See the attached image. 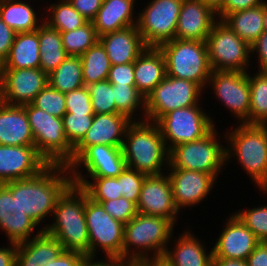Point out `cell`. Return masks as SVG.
I'll return each mask as SVG.
<instances>
[{"label":"cell","instance_id":"obj_1","mask_svg":"<svg viewBox=\"0 0 267 266\" xmlns=\"http://www.w3.org/2000/svg\"><path fill=\"white\" fill-rule=\"evenodd\" d=\"M70 174L68 166L49 164L36 176L4 185L16 196L24 214L39 225L48 214H53L58 199L73 184Z\"/></svg>","mask_w":267,"mask_h":266},{"label":"cell","instance_id":"obj_2","mask_svg":"<svg viewBox=\"0 0 267 266\" xmlns=\"http://www.w3.org/2000/svg\"><path fill=\"white\" fill-rule=\"evenodd\" d=\"M86 199L87 193L81 187L72 184L56 203L53 211L55 221L42 230L55 237L64 250L77 251L89 258Z\"/></svg>","mask_w":267,"mask_h":266},{"label":"cell","instance_id":"obj_3","mask_svg":"<svg viewBox=\"0 0 267 266\" xmlns=\"http://www.w3.org/2000/svg\"><path fill=\"white\" fill-rule=\"evenodd\" d=\"M143 120L131 122L126 130L122 146L124 159L130 169L147 176L161 175L164 162L169 164V150L156 122Z\"/></svg>","mask_w":267,"mask_h":266},{"label":"cell","instance_id":"obj_4","mask_svg":"<svg viewBox=\"0 0 267 266\" xmlns=\"http://www.w3.org/2000/svg\"><path fill=\"white\" fill-rule=\"evenodd\" d=\"M173 228L174 224L164 217L138 212L124 226L123 262L142 263L149 260L162 259L166 250L169 249L167 242H170ZM131 246H135L137 249L133 253L130 251L132 249ZM148 250L154 252L152 258H149Z\"/></svg>","mask_w":267,"mask_h":266},{"label":"cell","instance_id":"obj_5","mask_svg":"<svg viewBox=\"0 0 267 266\" xmlns=\"http://www.w3.org/2000/svg\"><path fill=\"white\" fill-rule=\"evenodd\" d=\"M227 136L231 150L226 148V161L236 155L252 181L267 193V125L240 123Z\"/></svg>","mask_w":267,"mask_h":266},{"label":"cell","instance_id":"obj_6","mask_svg":"<svg viewBox=\"0 0 267 266\" xmlns=\"http://www.w3.org/2000/svg\"><path fill=\"white\" fill-rule=\"evenodd\" d=\"M158 48L165 58L167 76L192 81L204 89L212 73L206 41L175 38Z\"/></svg>","mask_w":267,"mask_h":266},{"label":"cell","instance_id":"obj_7","mask_svg":"<svg viewBox=\"0 0 267 266\" xmlns=\"http://www.w3.org/2000/svg\"><path fill=\"white\" fill-rule=\"evenodd\" d=\"M23 106L38 153L48 164L69 166L73 162L74 147L65 136L62 118L50 115L32 103Z\"/></svg>","mask_w":267,"mask_h":266},{"label":"cell","instance_id":"obj_8","mask_svg":"<svg viewBox=\"0 0 267 266\" xmlns=\"http://www.w3.org/2000/svg\"><path fill=\"white\" fill-rule=\"evenodd\" d=\"M215 127L203 138L169 150L171 169L194 170L217 176L226 163V147L217 142Z\"/></svg>","mask_w":267,"mask_h":266},{"label":"cell","instance_id":"obj_9","mask_svg":"<svg viewBox=\"0 0 267 266\" xmlns=\"http://www.w3.org/2000/svg\"><path fill=\"white\" fill-rule=\"evenodd\" d=\"M85 218L90 241L89 258H94L96 249L100 247L105 252L106 259L116 258L123 262L125 224L110 216L102 204L91 199L88 194L85 200Z\"/></svg>","mask_w":267,"mask_h":266},{"label":"cell","instance_id":"obj_10","mask_svg":"<svg viewBox=\"0 0 267 266\" xmlns=\"http://www.w3.org/2000/svg\"><path fill=\"white\" fill-rule=\"evenodd\" d=\"M206 43L212 71L246 72L251 46L222 20L213 24Z\"/></svg>","mask_w":267,"mask_h":266},{"label":"cell","instance_id":"obj_11","mask_svg":"<svg viewBox=\"0 0 267 266\" xmlns=\"http://www.w3.org/2000/svg\"><path fill=\"white\" fill-rule=\"evenodd\" d=\"M202 91L203 89L192 81L166 75L146 96L143 117L156 122L175 109L199 105L198 98Z\"/></svg>","mask_w":267,"mask_h":266},{"label":"cell","instance_id":"obj_12","mask_svg":"<svg viewBox=\"0 0 267 266\" xmlns=\"http://www.w3.org/2000/svg\"><path fill=\"white\" fill-rule=\"evenodd\" d=\"M198 105L175 109L160 117L158 125L167 149L205 137L213 128L214 121ZM213 121V122H212Z\"/></svg>","mask_w":267,"mask_h":266},{"label":"cell","instance_id":"obj_13","mask_svg":"<svg viewBox=\"0 0 267 266\" xmlns=\"http://www.w3.org/2000/svg\"><path fill=\"white\" fill-rule=\"evenodd\" d=\"M183 0H152L137 18V28L147 47L175 39Z\"/></svg>","mask_w":267,"mask_h":266},{"label":"cell","instance_id":"obj_14","mask_svg":"<svg viewBox=\"0 0 267 266\" xmlns=\"http://www.w3.org/2000/svg\"><path fill=\"white\" fill-rule=\"evenodd\" d=\"M48 85V75L40 68L0 69V101L23 106L33 102Z\"/></svg>","mask_w":267,"mask_h":266},{"label":"cell","instance_id":"obj_15","mask_svg":"<svg viewBox=\"0 0 267 266\" xmlns=\"http://www.w3.org/2000/svg\"><path fill=\"white\" fill-rule=\"evenodd\" d=\"M212 84L214 94L232 114L249 124L250 84L247 72L212 71L208 84Z\"/></svg>","mask_w":267,"mask_h":266},{"label":"cell","instance_id":"obj_16","mask_svg":"<svg viewBox=\"0 0 267 266\" xmlns=\"http://www.w3.org/2000/svg\"><path fill=\"white\" fill-rule=\"evenodd\" d=\"M48 165L35 146L0 145V184L36 176Z\"/></svg>","mask_w":267,"mask_h":266},{"label":"cell","instance_id":"obj_17","mask_svg":"<svg viewBox=\"0 0 267 266\" xmlns=\"http://www.w3.org/2000/svg\"><path fill=\"white\" fill-rule=\"evenodd\" d=\"M137 210L142 214L164 217L175 224L179 211L174 204L168 175L164 176L163 173L146 176L141 186Z\"/></svg>","mask_w":267,"mask_h":266},{"label":"cell","instance_id":"obj_18","mask_svg":"<svg viewBox=\"0 0 267 266\" xmlns=\"http://www.w3.org/2000/svg\"><path fill=\"white\" fill-rule=\"evenodd\" d=\"M168 171H170L168 177L172 186L173 200L178 211L202 202L209 195L217 178L210 173L194 170L170 169Z\"/></svg>","mask_w":267,"mask_h":266},{"label":"cell","instance_id":"obj_19","mask_svg":"<svg viewBox=\"0 0 267 266\" xmlns=\"http://www.w3.org/2000/svg\"><path fill=\"white\" fill-rule=\"evenodd\" d=\"M132 121L120 113L94 114L93 122L83 139L74 147L73 161L91 145L122 147Z\"/></svg>","mask_w":267,"mask_h":266},{"label":"cell","instance_id":"obj_20","mask_svg":"<svg viewBox=\"0 0 267 266\" xmlns=\"http://www.w3.org/2000/svg\"><path fill=\"white\" fill-rule=\"evenodd\" d=\"M81 164L90 177H117L127 167L122 147L102 144L88 146L68 166L69 170L77 171Z\"/></svg>","mask_w":267,"mask_h":266},{"label":"cell","instance_id":"obj_21","mask_svg":"<svg viewBox=\"0 0 267 266\" xmlns=\"http://www.w3.org/2000/svg\"><path fill=\"white\" fill-rule=\"evenodd\" d=\"M213 251V258L247 260L248 256L260 243L256 235L233 214L227 219Z\"/></svg>","mask_w":267,"mask_h":266},{"label":"cell","instance_id":"obj_22","mask_svg":"<svg viewBox=\"0 0 267 266\" xmlns=\"http://www.w3.org/2000/svg\"><path fill=\"white\" fill-rule=\"evenodd\" d=\"M216 13L201 0H183L176 28V39L207 41Z\"/></svg>","mask_w":267,"mask_h":266},{"label":"cell","instance_id":"obj_23","mask_svg":"<svg viewBox=\"0 0 267 266\" xmlns=\"http://www.w3.org/2000/svg\"><path fill=\"white\" fill-rule=\"evenodd\" d=\"M38 224L21 210L16 196L0 184V228L7 234L9 242L19 244L30 240Z\"/></svg>","mask_w":267,"mask_h":266},{"label":"cell","instance_id":"obj_24","mask_svg":"<svg viewBox=\"0 0 267 266\" xmlns=\"http://www.w3.org/2000/svg\"><path fill=\"white\" fill-rule=\"evenodd\" d=\"M111 65L134 62L147 47L136 25L99 37Z\"/></svg>","mask_w":267,"mask_h":266},{"label":"cell","instance_id":"obj_25","mask_svg":"<svg viewBox=\"0 0 267 266\" xmlns=\"http://www.w3.org/2000/svg\"><path fill=\"white\" fill-rule=\"evenodd\" d=\"M0 145L35 146L24 106L0 101Z\"/></svg>","mask_w":267,"mask_h":266},{"label":"cell","instance_id":"obj_26","mask_svg":"<svg viewBox=\"0 0 267 266\" xmlns=\"http://www.w3.org/2000/svg\"><path fill=\"white\" fill-rule=\"evenodd\" d=\"M17 244L16 266H45L64 250L61 243L44 230Z\"/></svg>","mask_w":267,"mask_h":266},{"label":"cell","instance_id":"obj_27","mask_svg":"<svg viewBox=\"0 0 267 266\" xmlns=\"http://www.w3.org/2000/svg\"><path fill=\"white\" fill-rule=\"evenodd\" d=\"M163 53L158 47H146L134 61V78L137 90L146 96L165 78Z\"/></svg>","mask_w":267,"mask_h":266},{"label":"cell","instance_id":"obj_28","mask_svg":"<svg viewBox=\"0 0 267 266\" xmlns=\"http://www.w3.org/2000/svg\"><path fill=\"white\" fill-rule=\"evenodd\" d=\"M135 0H103V4L91 21L98 37L129 26L137 25L133 18ZM135 20V21H134Z\"/></svg>","mask_w":267,"mask_h":266},{"label":"cell","instance_id":"obj_29","mask_svg":"<svg viewBox=\"0 0 267 266\" xmlns=\"http://www.w3.org/2000/svg\"><path fill=\"white\" fill-rule=\"evenodd\" d=\"M177 239L174 250H166L162 260L169 266H213V251L206 254L200 240L189 231Z\"/></svg>","mask_w":267,"mask_h":266},{"label":"cell","instance_id":"obj_30","mask_svg":"<svg viewBox=\"0 0 267 266\" xmlns=\"http://www.w3.org/2000/svg\"><path fill=\"white\" fill-rule=\"evenodd\" d=\"M40 68L39 28L16 33L9 54L0 69Z\"/></svg>","mask_w":267,"mask_h":266},{"label":"cell","instance_id":"obj_31","mask_svg":"<svg viewBox=\"0 0 267 266\" xmlns=\"http://www.w3.org/2000/svg\"><path fill=\"white\" fill-rule=\"evenodd\" d=\"M264 4L227 15L226 23L243 41L250 46L264 31Z\"/></svg>","mask_w":267,"mask_h":266},{"label":"cell","instance_id":"obj_32","mask_svg":"<svg viewBox=\"0 0 267 266\" xmlns=\"http://www.w3.org/2000/svg\"><path fill=\"white\" fill-rule=\"evenodd\" d=\"M40 69L52 73L68 56L58 30L43 21L39 27Z\"/></svg>","mask_w":267,"mask_h":266},{"label":"cell","instance_id":"obj_33","mask_svg":"<svg viewBox=\"0 0 267 266\" xmlns=\"http://www.w3.org/2000/svg\"><path fill=\"white\" fill-rule=\"evenodd\" d=\"M31 7L21 0H0V18L16 33L36 31L41 24Z\"/></svg>","mask_w":267,"mask_h":266},{"label":"cell","instance_id":"obj_34","mask_svg":"<svg viewBox=\"0 0 267 266\" xmlns=\"http://www.w3.org/2000/svg\"><path fill=\"white\" fill-rule=\"evenodd\" d=\"M48 85L62 93H68L85 86L80 56L68 55L65 60L48 75Z\"/></svg>","mask_w":267,"mask_h":266},{"label":"cell","instance_id":"obj_35","mask_svg":"<svg viewBox=\"0 0 267 266\" xmlns=\"http://www.w3.org/2000/svg\"><path fill=\"white\" fill-rule=\"evenodd\" d=\"M85 86L106 80L111 68L110 59L100 41L80 56Z\"/></svg>","mask_w":267,"mask_h":266},{"label":"cell","instance_id":"obj_36","mask_svg":"<svg viewBox=\"0 0 267 266\" xmlns=\"http://www.w3.org/2000/svg\"><path fill=\"white\" fill-rule=\"evenodd\" d=\"M70 172L73 184L81 187L91 199L98 203L122 197L117 177H91L93 180L91 182L78 171Z\"/></svg>","mask_w":267,"mask_h":266},{"label":"cell","instance_id":"obj_37","mask_svg":"<svg viewBox=\"0 0 267 266\" xmlns=\"http://www.w3.org/2000/svg\"><path fill=\"white\" fill-rule=\"evenodd\" d=\"M250 84L249 124L267 125V71L254 77L248 74Z\"/></svg>","mask_w":267,"mask_h":266},{"label":"cell","instance_id":"obj_38","mask_svg":"<svg viewBox=\"0 0 267 266\" xmlns=\"http://www.w3.org/2000/svg\"><path fill=\"white\" fill-rule=\"evenodd\" d=\"M50 5L48 9L52 16L45 18L44 22L59 32L75 30L88 22L68 0H60V3Z\"/></svg>","mask_w":267,"mask_h":266},{"label":"cell","instance_id":"obj_39","mask_svg":"<svg viewBox=\"0 0 267 266\" xmlns=\"http://www.w3.org/2000/svg\"><path fill=\"white\" fill-rule=\"evenodd\" d=\"M65 53L71 56H81L92 47L99 37L91 21L68 32H60Z\"/></svg>","mask_w":267,"mask_h":266},{"label":"cell","instance_id":"obj_40","mask_svg":"<svg viewBox=\"0 0 267 266\" xmlns=\"http://www.w3.org/2000/svg\"><path fill=\"white\" fill-rule=\"evenodd\" d=\"M116 113L127 116L135 121L133 116L137 108L145 111V97L137 90L136 86L112 84Z\"/></svg>","mask_w":267,"mask_h":266},{"label":"cell","instance_id":"obj_41","mask_svg":"<svg viewBox=\"0 0 267 266\" xmlns=\"http://www.w3.org/2000/svg\"><path fill=\"white\" fill-rule=\"evenodd\" d=\"M87 87L90 93L94 114L116 113L113 86L107 79L90 84Z\"/></svg>","mask_w":267,"mask_h":266},{"label":"cell","instance_id":"obj_42","mask_svg":"<svg viewBox=\"0 0 267 266\" xmlns=\"http://www.w3.org/2000/svg\"><path fill=\"white\" fill-rule=\"evenodd\" d=\"M94 114L66 112L62 117L63 128L68 142L75 147L86 135L93 122Z\"/></svg>","mask_w":267,"mask_h":266},{"label":"cell","instance_id":"obj_43","mask_svg":"<svg viewBox=\"0 0 267 266\" xmlns=\"http://www.w3.org/2000/svg\"><path fill=\"white\" fill-rule=\"evenodd\" d=\"M32 104L50 115L62 118L66 113L65 93L47 85L33 100Z\"/></svg>","mask_w":267,"mask_h":266},{"label":"cell","instance_id":"obj_44","mask_svg":"<svg viewBox=\"0 0 267 266\" xmlns=\"http://www.w3.org/2000/svg\"><path fill=\"white\" fill-rule=\"evenodd\" d=\"M235 215L256 235L260 242H267V205L237 211Z\"/></svg>","mask_w":267,"mask_h":266},{"label":"cell","instance_id":"obj_45","mask_svg":"<svg viewBox=\"0 0 267 266\" xmlns=\"http://www.w3.org/2000/svg\"><path fill=\"white\" fill-rule=\"evenodd\" d=\"M146 176L147 175L144 173L126 167L124 171L117 176L122 196L137 205L141 186Z\"/></svg>","mask_w":267,"mask_h":266},{"label":"cell","instance_id":"obj_46","mask_svg":"<svg viewBox=\"0 0 267 266\" xmlns=\"http://www.w3.org/2000/svg\"><path fill=\"white\" fill-rule=\"evenodd\" d=\"M105 211L123 224L128 223L138 214L137 205L125 197L100 202Z\"/></svg>","mask_w":267,"mask_h":266},{"label":"cell","instance_id":"obj_47","mask_svg":"<svg viewBox=\"0 0 267 266\" xmlns=\"http://www.w3.org/2000/svg\"><path fill=\"white\" fill-rule=\"evenodd\" d=\"M66 112L74 114H94L87 86L65 93Z\"/></svg>","mask_w":267,"mask_h":266},{"label":"cell","instance_id":"obj_48","mask_svg":"<svg viewBox=\"0 0 267 266\" xmlns=\"http://www.w3.org/2000/svg\"><path fill=\"white\" fill-rule=\"evenodd\" d=\"M107 80L111 84L135 85L134 62L111 65Z\"/></svg>","mask_w":267,"mask_h":266},{"label":"cell","instance_id":"obj_49","mask_svg":"<svg viewBox=\"0 0 267 266\" xmlns=\"http://www.w3.org/2000/svg\"><path fill=\"white\" fill-rule=\"evenodd\" d=\"M264 0H225L222 8L216 13L218 18L223 20L227 15L241 11L244 9H250L264 4Z\"/></svg>","mask_w":267,"mask_h":266},{"label":"cell","instance_id":"obj_50","mask_svg":"<svg viewBox=\"0 0 267 266\" xmlns=\"http://www.w3.org/2000/svg\"><path fill=\"white\" fill-rule=\"evenodd\" d=\"M87 258L83 253L63 250L56 259L49 261L45 266H83Z\"/></svg>","mask_w":267,"mask_h":266},{"label":"cell","instance_id":"obj_51","mask_svg":"<svg viewBox=\"0 0 267 266\" xmlns=\"http://www.w3.org/2000/svg\"><path fill=\"white\" fill-rule=\"evenodd\" d=\"M69 3L87 20L92 21L103 4V0H68Z\"/></svg>","mask_w":267,"mask_h":266},{"label":"cell","instance_id":"obj_52","mask_svg":"<svg viewBox=\"0 0 267 266\" xmlns=\"http://www.w3.org/2000/svg\"><path fill=\"white\" fill-rule=\"evenodd\" d=\"M16 32L0 18V65L7 58Z\"/></svg>","mask_w":267,"mask_h":266},{"label":"cell","instance_id":"obj_53","mask_svg":"<svg viewBox=\"0 0 267 266\" xmlns=\"http://www.w3.org/2000/svg\"><path fill=\"white\" fill-rule=\"evenodd\" d=\"M259 57V71H267V31H263L257 40L251 45V52Z\"/></svg>","mask_w":267,"mask_h":266},{"label":"cell","instance_id":"obj_54","mask_svg":"<svg viewBox=\"0 0 267 266\" xmlns=\"http://www.w3.org/2000/svg\"><path fill=\"white\" fill-rule=\"evenodd\" d=\"M248 266H267V242H260L247 258Z\"/></svg>","mask_w":267,"mask_h":266},{"label":"cell","instance_id":"obj_55","mask_svg":"<svg viewBox=\"0 0 267 266\" xmlns=\"http://www.w3.org/2000/svg\"><path fill=\"white\" fill-rule=\"evenodd\" d=\"M9 244V248H0V266H16L17 244Z\"/></svg>","mask_w":267,"mask_h":266},{"label":"cell","instance_id":"obj_56","mask_svg":"<svg viewBox=\"0 0 267 266\" xmlns=\"http://www.w3.org/2000/svg\"><path fill=\"white\" fill-rule=\"evenodd\" d=\"M94 258H87L83 264V266H123L125 263L120 261L119 259L116 258H107V261H96ZM105 261V262H104Z\"/></svg>","mask_w":267,"mask_h":266},{"label":"cell","instance_id":"obj_57","mask_svg":"<svg viewBox=\"0 0 267 266\" xmlns=\"http://www.w3.org/2000/svg\"><path fill=\"white\" fill-rule=\"evenodd\" d=\"M213 266H248L247 260L213 258Z\"/></svg>","mask_w":267,"mask_h":266},{"label":"cell","instance_id":"obj_58","mask_svg":"<svg viewBox=\"0 0 267 266\" xmlns=\"http://www.w3.org/2000/svg\"><path fill=\"white\" fill-rule=\"evenodd\" d=\"M205 5L209 6L217 13L225 3V0H201Z\"/></svg>","mask_w":267,"mask_h":266},{"label":"cell","instance_id":"obj_59","mask_svg":"<svg viewBox=\"0 0 267 266\" xmlns=\"http://www.w3.org/2000/svg\"><path fill=\"white\" fill-rule=\"evenodd\" d=\"M141 266H169L165 261L162 259L156 260H149L142 263H139Z\"/></svg>","mask_w":267,"mask_h":266},{"label":"cell","instance_id":"obj_60","mask_svg":"<svg viewBox=\"0 0 267 266\" xmlns=\"http://www.w3.org/2000/svg\"><path fill=\"white\" fill-rule=\"evenodd\" d=\"M263 24H264V31H267V2H264V18H263Z\"/></svg>","mask_w":267,"mask_h":266}]
</instances>
